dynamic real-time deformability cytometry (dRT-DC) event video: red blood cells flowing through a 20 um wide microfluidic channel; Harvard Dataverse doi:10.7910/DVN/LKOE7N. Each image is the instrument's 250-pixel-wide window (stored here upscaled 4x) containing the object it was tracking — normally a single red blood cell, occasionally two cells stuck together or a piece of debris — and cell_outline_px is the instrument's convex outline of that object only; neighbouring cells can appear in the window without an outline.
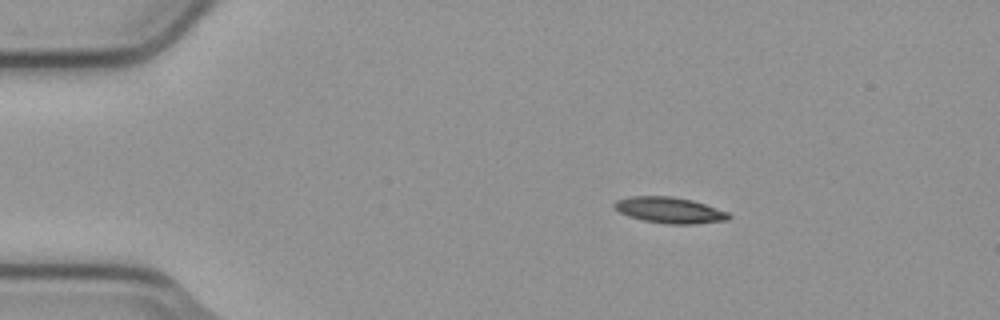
{"species": "common noctule bat (a hibernating species)", "species_latin": "Nyctalus noctula", "temperature_condition": "cold", "stored_images_in_passage": 9, "camera_frame_rate_fps": 3000, "um_per_image_px": 0.085, "animal": {"sex": "male", "body_mass_g": 23.1, "forearm_length_mm": 52.7}, "frame": {"image": 1, "passage_image": 3, "time_ms": 0.667, "image_size_px": [1000, 320], "cell_outline_px": [[732, 216], [728, 220], [696, 224], [668, 224], [644, 220], [628, 216], [620, 212], [612, 204], [616, 200], [632, 196], [672, 196], [692, 200], [728, 212]], "centroid_in_image_um": [56.93, 17.86], "position_along_channel_um": 28.1, "area_um2": 17.28}}
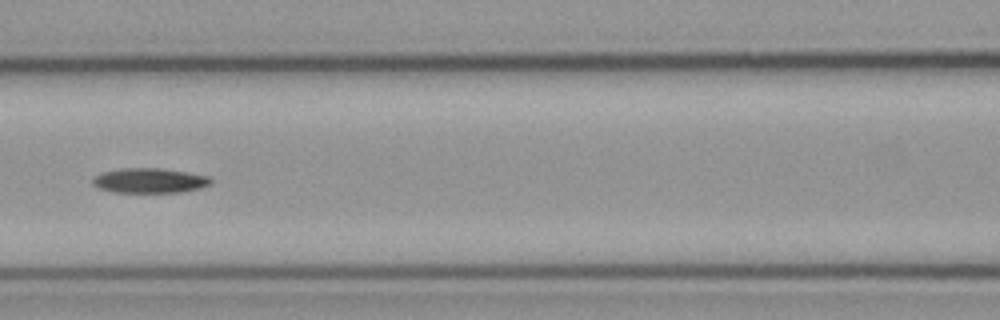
{"frame": {"image": 2, "passage_image": 7, "time_ms": 2.0, "image_size_px": [1000, 320], "cell_outline_px": [[212, 184], [200, 188], [180, 192], [112, 192], [96, 188], [92, 184], [92, 176], [100, 172], [120, 168], [160, 168], [208, 176], [212, 180]], "centroid_in_image_um": [12.63, 15.35], "position_along_channel_um": 154.0, "area_um2": 17.28}}
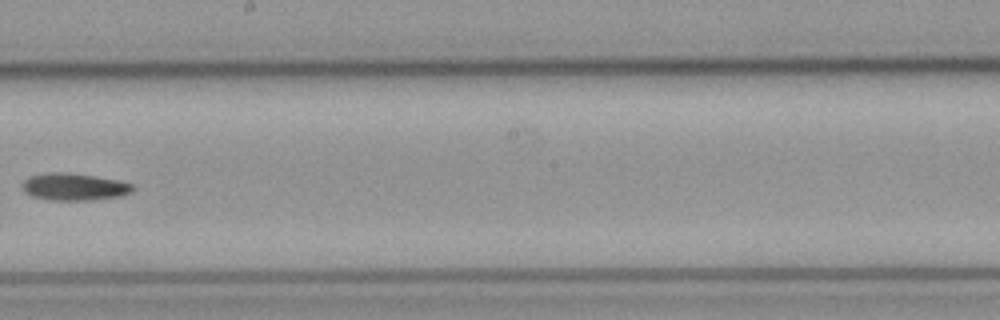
{"frame": {"image": 3, "passage_image": 9, "time_ms": 2.667, "image_size_px": [1000, 320], "cell_outline_px": [[132, 192], [120, 196], [92, 200], [48, 200], [32, 196], [24, 192], [24, 180], [32, 176], [52, 172], [60, 172], [92, 176], [116, 180], [132, 184]], "centroid_in_image_um": [6.3, 15.9], "position_along_channel_um": 241.9, "area_um2": 17.05}}